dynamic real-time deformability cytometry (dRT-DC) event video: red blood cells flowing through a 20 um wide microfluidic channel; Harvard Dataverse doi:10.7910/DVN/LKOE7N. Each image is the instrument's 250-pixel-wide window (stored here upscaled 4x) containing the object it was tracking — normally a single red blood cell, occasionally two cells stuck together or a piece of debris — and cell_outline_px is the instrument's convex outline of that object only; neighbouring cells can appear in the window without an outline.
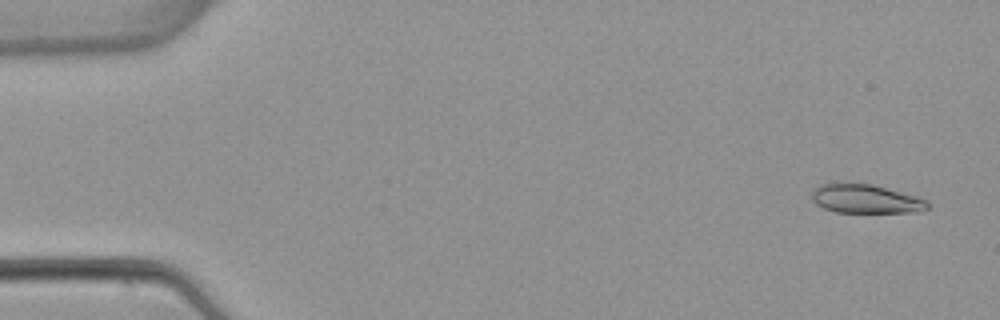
{"species": "common noctule bat (a hibernating species)", "species_latin": "Nyctalus noctula", "temperature_condition": "warm", "stored_images_in_passage": 4, "camera_frame_rate_fps": 3000, "um_per_image_px": 0.085, "animal": {"sex": "female", "body_mass_g": 22.7, "forearm_length_mm": 54.2}, "frame": {"image": 1, "passage_image": 1, "time_ms": 0.0, "image_size_px": [1000, 320], "cell_outline_px": [[928, 208], [920, 212], [836, 212], [824, 208], [816, 204], [812, 200], [812, 188], [820, 184], [844, 180], [872, 184], [916, 196], [928, 200]], "centroid_in_image_um": [73.52, 16.86], "position_along_channel_um": 11.5, "area_um2": 20.06}}
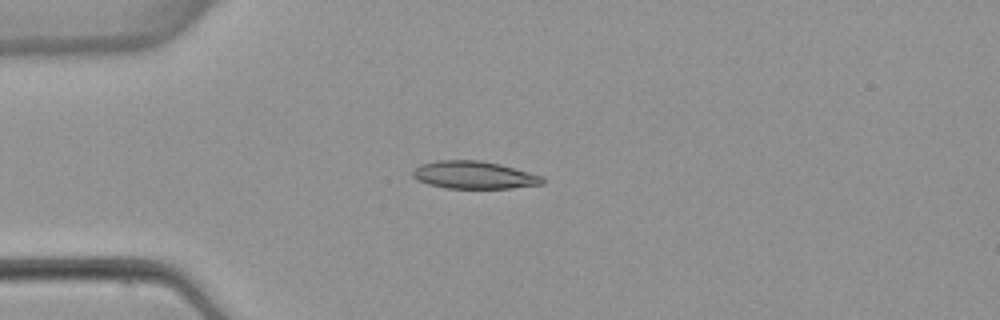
{"frame": {"image": 2, "passage_image": 4, "time_ms": 3.667, "image_size_px": [1000, 320], "cell_outline_px": [[544, 184], [512, 188], [448, 188], [428, 184], [412, 176], [412, 168], [420, 164], [436, 160], [480, 160], [500, 164], [544, 176]], "centroid_in_image_um": [40.3, 14.87], "position_along_channel_um": 44.7, "area_um2": 20.98}}